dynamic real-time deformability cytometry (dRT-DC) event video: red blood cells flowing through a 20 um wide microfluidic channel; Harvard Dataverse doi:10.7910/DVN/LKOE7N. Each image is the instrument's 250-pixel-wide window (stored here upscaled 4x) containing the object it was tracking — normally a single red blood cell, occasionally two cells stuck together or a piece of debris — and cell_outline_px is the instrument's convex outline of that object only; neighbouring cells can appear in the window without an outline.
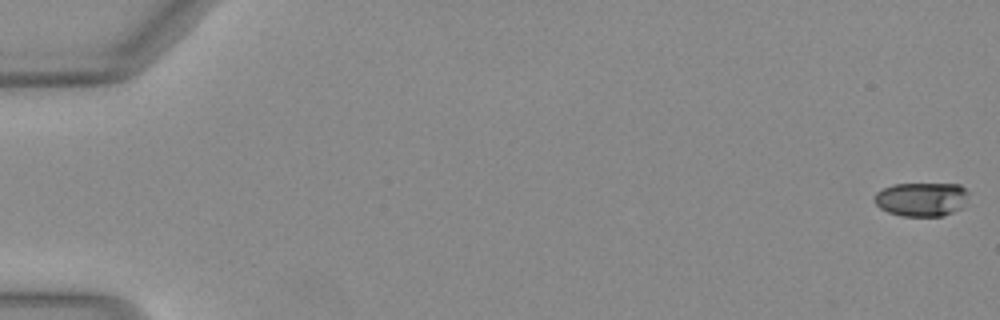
{"species": "Egyptian fruit bat (a non-hibernating species)", "species_latin": "Rousettus aegyptiacus", "temperature_condition": "warm", "stored_images_in_passage": 15, "camera_frame_rate_fps": 3000, "um_per_image_px": 0.085, "animal": {"sex": "female"}, "frame": {"image": 1, "passage_image": 1, "time_ms": 0.0, "image_size_px": [1000, 320], "cell_outline_px": [[968, 192], [960, 208], [944, 216], [900, 216], [888, 212], [880, 208], [872, 200], [876, 192], [892, 184], [960, 184]], "centroid_in_image_um": [78.27, 16.94], "position_along_channel_um": 6.7, "area_um2": 18.55}}
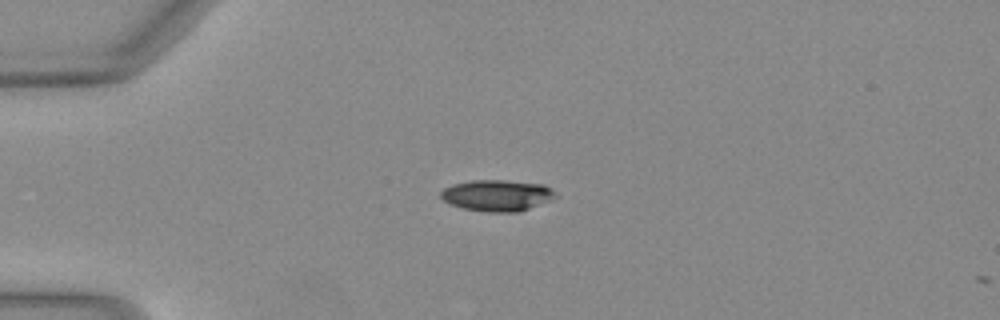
{"frame": {"image": 2, "passage_image": 14, "time_ms": 4.333, "image_size_px": [1000, 320], "cell_outline_px": [[560, 196], [552, 200], [520, 212], [488, 212], [464, 208], [448, 204], [440, 196], [440, 192], [444, 188], [456, 184], [472, 180], [504, 180], [544, 184]], "centroid_in_image_um": [42.3, 16.62], "position_along_channel_um": 42.7, "area_um2": 21.04}}